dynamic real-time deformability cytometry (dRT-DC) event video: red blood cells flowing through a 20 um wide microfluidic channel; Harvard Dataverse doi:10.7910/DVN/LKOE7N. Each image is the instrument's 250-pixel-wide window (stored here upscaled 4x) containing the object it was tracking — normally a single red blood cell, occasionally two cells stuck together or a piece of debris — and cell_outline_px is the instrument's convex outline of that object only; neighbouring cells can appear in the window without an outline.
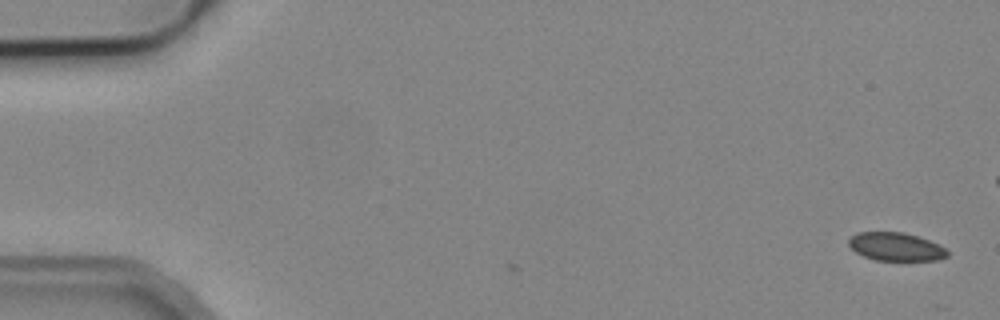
{"species": "common noctule bat (a hibernating species)", "species_latin": "Nyctalus noctula", "temperature_condition": "cold", "stored_images_in_passage": 3, "camera_frame_rate_fps": 3000, "um_per_image_px": 0.085, "animal": {"sex": "male", "body_mass_g": 19.2, "forearm_length_mm": 51.8}, "frame": {"image": 1, "passage_image": 1, "time_ms": 0.0, "image_size_px": [1000, 320], "cell_outline_px": [[948, 256], [940, 260], [876, 260], [864, 256], [856, 252], [848, 244], [848, 240], [856, 232], [904, 232], [940, 244], [948, 252]], "centroid_in_image_um": [76.15, 20.97], "position_along_channel_um": 8.8, "area_um2": 16.18}}